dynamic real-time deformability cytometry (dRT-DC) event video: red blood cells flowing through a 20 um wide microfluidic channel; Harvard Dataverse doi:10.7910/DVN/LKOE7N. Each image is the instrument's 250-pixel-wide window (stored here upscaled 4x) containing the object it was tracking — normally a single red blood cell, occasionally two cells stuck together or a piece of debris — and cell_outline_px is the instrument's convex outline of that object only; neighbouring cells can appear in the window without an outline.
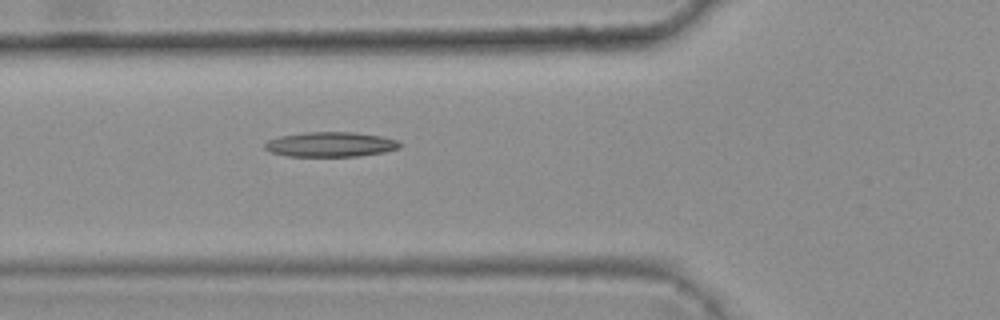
{"species": "common noctule bat (a hibernating species)", "species_latin": "Nyctalus noctula", "temperature_condition": "warm", "stored_images_in_passage": 3, "camera_frame_rate_fps": 3000, "um_per_image_px": 0.085, "animal": {"sex": "female", "body_mass_g": 25.1}, "frame": {"image": 1, "passage_image": 3, "time_ms": 0.667, "image_size_px": [1000, 320], "cell_outline_px": [[404, 144], [400, 148], [384, 152], [360, 156], [288, 156], [272, 152], [264, 148], [264, 144], [268, 140], [280, 136], [304, 132], [356, 132], [384, 136], [396, 140]], "centroid_in_image_um": [28.15, 12.27], "position_along_channel_um": 97.7, "area_um2": 19.71}}